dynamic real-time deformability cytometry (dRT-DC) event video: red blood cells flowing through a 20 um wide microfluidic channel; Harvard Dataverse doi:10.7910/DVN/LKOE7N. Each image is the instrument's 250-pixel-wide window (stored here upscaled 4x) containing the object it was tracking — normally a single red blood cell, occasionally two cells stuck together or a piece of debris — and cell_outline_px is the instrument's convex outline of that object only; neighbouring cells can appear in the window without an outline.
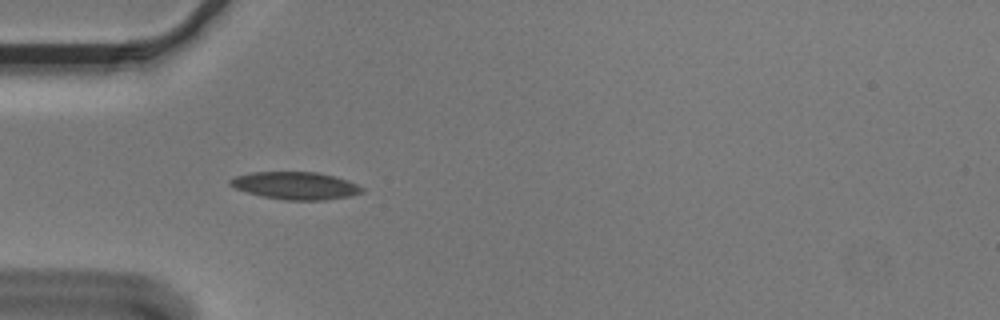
{"species": "Egyptian fruit bat (a non-hibernating species)", "species_latin": "Rousettus aegyptiacus", "temperature_condition": "cold", "stored_images_in_passage": 40, "camera_frame_rate_fps": 3000, "um_per_image_px": 0.085, "animal": {"sex": "male"}, "frame": {"image": 1, "passage_image": 2, "time_ms": 0.333, "image_size_px": [1000, 320], "cell_outline_px": [[364, 192], [352, 196], [324, 200], [284, 200], [264, 196], [248, 192], [236, 188], [228, 184], [228, 180], [236, 176], [252, 172], [316, 172], [336, 176], [348, 180], [364, 188]], "centroid_in_image_um": [25.16, 15.78], "position_along_channel_um": 59.8, "area_um2": 21.15}}
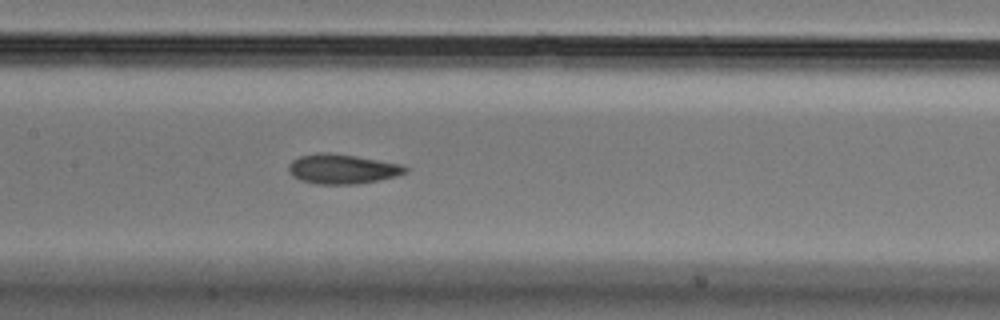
{"frame": {"image": 2, "passage_image": 12, "time_ms": 3.667, "image_size_px": [1000, 320], "cell_outline_px": [[408, 172], [396, 176], [380, 180], [356, 184], [316, 184], [300, 180], [292, 176], [288, 172], [288, 164], [292, 160], [300, 156], [316, 152], [328, 152], [356, 156], [400, 164], [408, 168]], "centroid_in_image_um": [29.06, 14.36], "position_along_channel_um": 178.3, "area_um2": 20.35}}
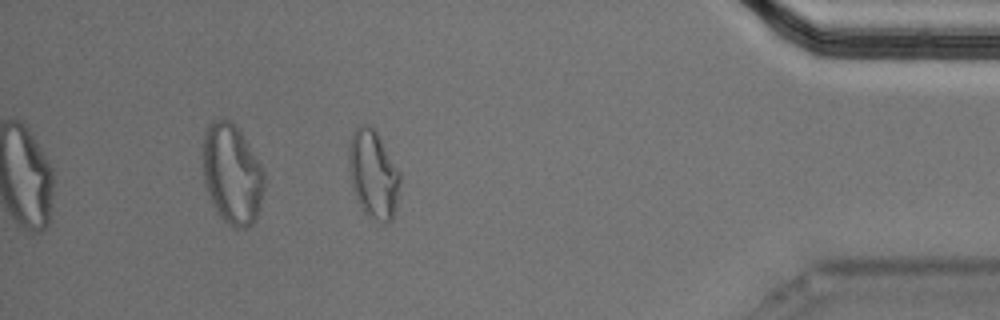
{"frame": {"image": 3, "passage_image": 34, "time_ms": 11.0, "image_size_px": [1000, 320], "cell_outline_px": [[400, 184], [396, 208], [392, 220], [384, 224], [368, 216], [360, 208], [356, 200], [352, 188], [348, 168], [348, 144], [352, 132], [356, 128], [364, 124], [372, 128], [376, 132], [400, 172]], "centroid_in_image_um": [31.7, 14.85], "position_along_channel_um": 403.5, "area_um2": 26.59}, "authors_computed_cell_mechanics": {"area_um2": 20.4323, "velocity_mm_per_s": 3.6238, "shape_relaxation_time_tau1_ms": 9.8298, "shape_relaxation_time_tau2_ms": 2.5995, "deformation_change_tau1": 0.1933, "deformation_change_tau2": 0.0879}}